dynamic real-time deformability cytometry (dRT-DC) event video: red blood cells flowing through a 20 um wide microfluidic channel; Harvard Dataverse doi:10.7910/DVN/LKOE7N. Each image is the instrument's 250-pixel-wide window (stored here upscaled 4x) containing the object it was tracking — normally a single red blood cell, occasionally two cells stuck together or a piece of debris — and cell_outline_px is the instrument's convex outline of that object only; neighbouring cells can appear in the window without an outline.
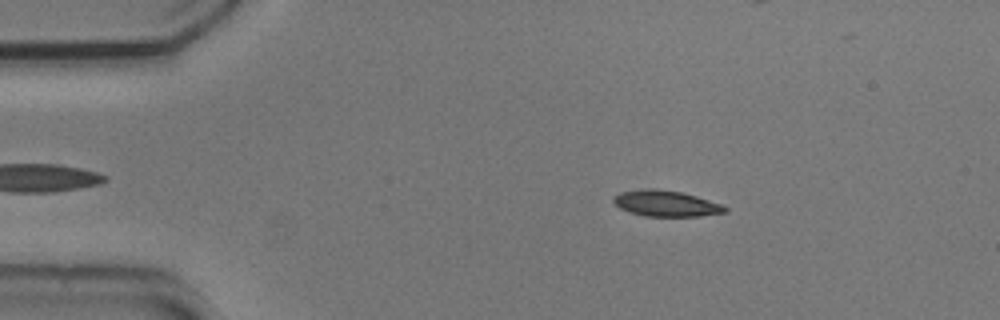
{"species": "common noctule bat (a hibernating species)", "species_latin": "Nyctalus noctula", "temperature_condition": "cold", "stored_images_in_passage": 43, "camera_frame_rate_fps": 3000, "um_per_image_px": 0.085, "animal": {"sex": "male", "body_mass_g": 20.5, "forearm_length_mm": 52.5}, "frame": {"image": 1, "passage_image": 5, "time_ms": 1.333, "image_size_px": [1000, 320], "cell_outline_px": [[728, 212], [700, 216], [644, 216], [620, 208], [612, 200], [612, 196], [620, 192], [648, 188], [656, 188], [680, 192], [696, 196], [724, 204], [728, 208]], "centroid_in_image_um": [56.64, 17.29], "position_along_channel_um": 28.4, "area_um2": 16.94}}
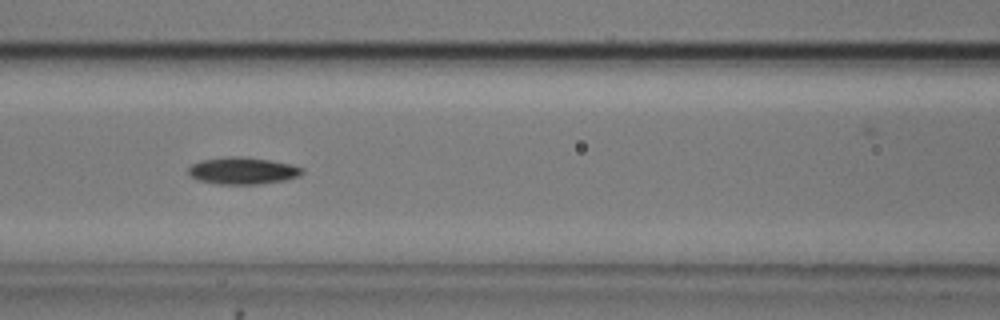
{"frame": {"image": 2, "passage_image": 19, "time_ms": 6.0, "image_size_px": [1000, 320], "cell_outline_px": [[304, 172], [300, 176], [284, 180], [256, 184], [216, 184], [196, 180], [188, 176], [188, 168], [192, 164], [204, 160], [228, 156], [240, 156], [268, 160], [288, 164], [304, 168]], "centroid_in_image_um": [20.59, 14.52], "position_along_channel_um": 146.0, "area_um2": 17.86}}
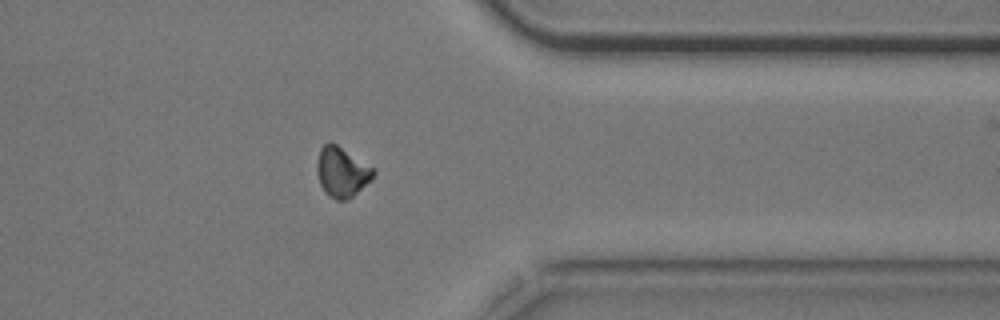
{"frame": {"image": 3, "passage_image": 39, "time_ms": 12.667, "image_size_px": [1000, 320], "cell_outline_px": [[376, 172], [372, 180], [352, 196], [344, 200], [336, 200], [328, 196], [324, 192], [320, 184], [316, 172], [316, 164], [320, 148], [328, 140], [336, 144], [376, 168]], "centroid_in_image_um": [29.06, 14.6], "position_along_channel_um": 382.3, "area_um2": 16.76}, "authors_computed_cell_mechanics": {"area_um2": 16.8776, "velocity_mm_per_s": 3.6909, "shape_relaxation_time_tau1_ms": 2.4418, "shape_relaxation_time_tau2_ms": null, "deformation_change_tau1": 0.0867, "deformation_change_tau2": null}}